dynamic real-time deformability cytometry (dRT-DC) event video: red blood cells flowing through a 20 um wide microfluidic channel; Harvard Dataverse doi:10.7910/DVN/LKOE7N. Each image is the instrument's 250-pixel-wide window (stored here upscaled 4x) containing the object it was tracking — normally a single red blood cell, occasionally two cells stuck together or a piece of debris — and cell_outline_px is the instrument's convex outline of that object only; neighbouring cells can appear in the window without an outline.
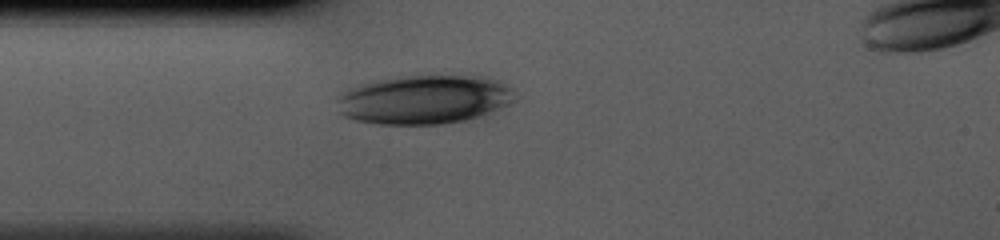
{"species": "human", "species_latin": "Homo sapiens", "temperature_condition": "cold", "stored_images_in_passage": 34, "segment_of_instrument_passage": [1, 2], "camera_frame_rate_fps": 3000, "um_per_image_px": 0.085, "donor": {"sex": "male"}, "frame": {"image": 1, "passage_image": 1, "time_ms": 0.0, "image_size_px": [1000, 240], "cell_outline_px": [[512, 92], [508, 104], [480, 116], [464, 120], [440, 124], [380, 124], [356, 120], [344, 116], [340, 112], [336, 100], [336, 96], [340, 92], [352, 84], [372, 80], [408, 76], [484, 76], [496, 80], [512, 88]], "centroid_in_image_um": [35.92, 8.45], "position_along_channel_um": 49.1, "area_um2": 50.69}}
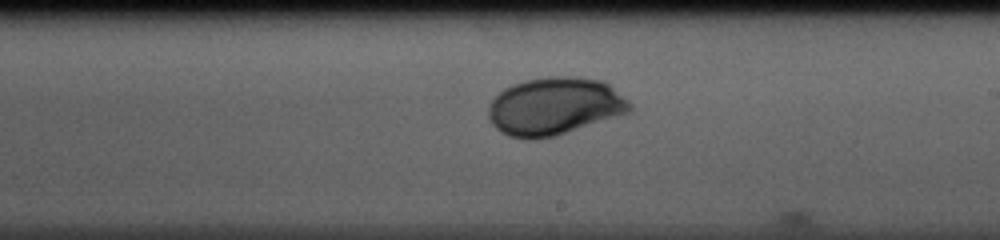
{"frame": {"image": 2, "passage_image": 15, "time_ms": 4.667, "image_size_px": [1000, 240], "cell_outline_px": [[632, 112], [556, 136], [532, 140], [528, 140], [508, 136], [500, 132], [492, 124], [488, 116], [488, 108], [492, 100], [504, 88], [512, 84], [528, 80], [552, 76], [572, 76], [604, 80], [628, 100], [632, 104]], "centroid_in_image_um": [47.16, 9.05], "position_along_channel_um": 241.8, "area_um2": 47.92}}
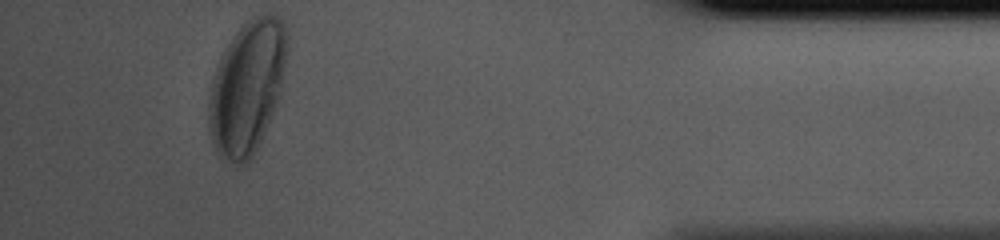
{"frame": {"image": 3, "passage_image": 30, "time_ms": 9.667, "image_size_px": [1000, 240], "cell_outline_px": [[288, 44], [280, 96], [260, 140], [252, 156], [240, 168], [220, 160], [212, 144], [208, 124], [208, 104], [212, 80], [216, 68], [228, 44], [236, 32], [252, 16], [260, 12], [268, 12], [276, 16], [284, 24], [288, 36]], "centroid_in_image_um": [21.0, 7.45], "position_along_channel_um": 414.2, "area_um2": 61.09}}